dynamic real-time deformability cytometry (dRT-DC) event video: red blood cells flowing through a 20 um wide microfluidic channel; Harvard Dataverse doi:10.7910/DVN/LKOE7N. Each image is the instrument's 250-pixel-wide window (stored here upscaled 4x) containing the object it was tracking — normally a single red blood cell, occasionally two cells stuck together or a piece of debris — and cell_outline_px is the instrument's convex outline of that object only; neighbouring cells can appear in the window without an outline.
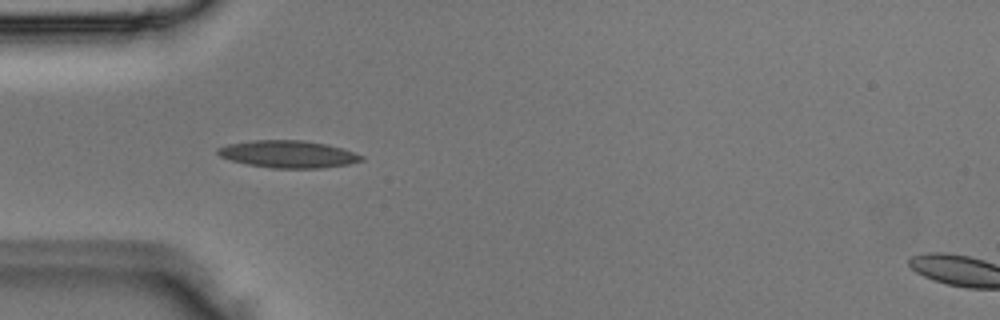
{"species": "Egyptian fruit bat (a non-hibernating species)", "species_latin": "Rousettus aegyptiacus", "temperature_condition": "room temperature", "stored_images_in_passage": 3, "camera_frame_rate_fps": 3000, "um_per_image_px": 0.085, "animal": {"sex": "male"}, "frame": {"image": 1, "passage_image": 2, "time_ms": 0.333, "image_size_px": [1000, 320], "cell_outline_px": [[364, 160], [348, 164], [320, 168], [272, 168], [248, 164], [232, 160], [220, 156], [216, 152], [216, 148], [228, 144], [252, 140], [304, 140], [328, 144], [364, 156]], "centroid_in_image_um": [24.48, 13.09], "position_along_channel_um": 60.5, "area_um2": 22.72}}
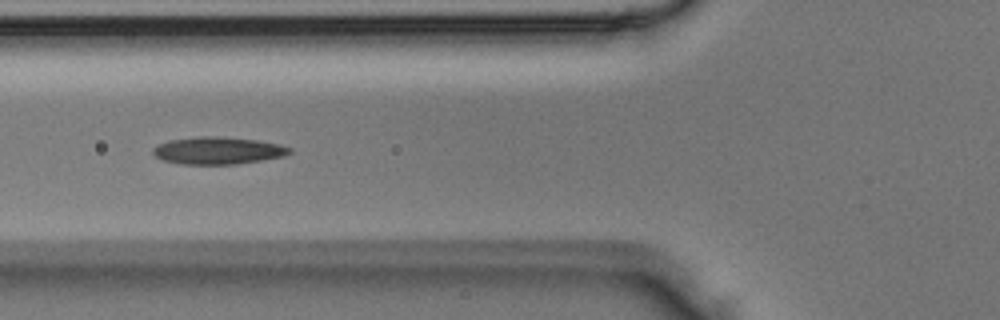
{"frame": {"image": 2, "passage_image": 3, "time_ms": 0.667, "image_size_px": [1000, 320], "cell_outline_px": [[292, 152], [284, 156], [236, 164], [184, 164], [164, 160], [156, 156], [152, 152], [152, 148], [168, 140], [200, 136], [220, 136], [256, 140], [280, 144], [292, 148]], "centroid_in_image_um": [18.54, 12.79], "position_along_channel_um": 107.3, "area_um2": 21.62}}